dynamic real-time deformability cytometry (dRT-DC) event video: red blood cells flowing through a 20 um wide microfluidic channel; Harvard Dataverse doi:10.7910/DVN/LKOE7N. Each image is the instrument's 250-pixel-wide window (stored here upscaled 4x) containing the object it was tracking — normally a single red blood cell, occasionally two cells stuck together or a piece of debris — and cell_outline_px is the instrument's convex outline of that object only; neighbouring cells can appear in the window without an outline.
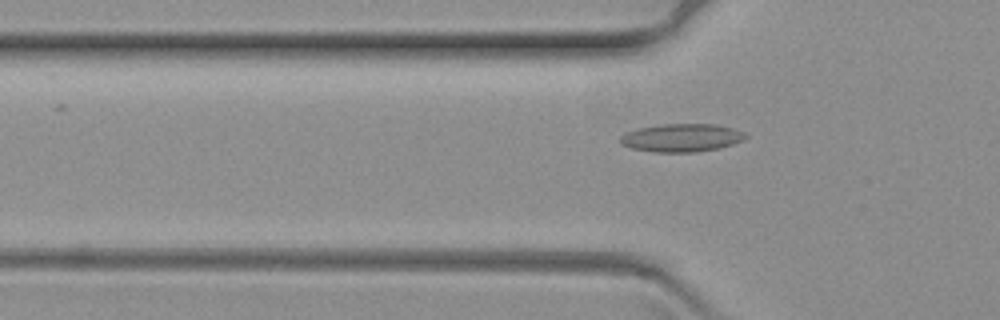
{"species": "common noctule bat (a hibernating species)", "species_latin": "Nyctalus noctula", "temperature_condition": "warm", "stored_images_in_passage": 57, "camera_frame_rate_fps": 3000, "um_per_image_px": 0.085, "animal": {"sex": "female", "body_mass_g": 19.3, "forearm_length_mm": 54.1}, "frame": {"image": 1, "passage_image": 22, "time_ms": 7.0, "image_size_px": [1000, 320], "cell_outline_px": [[748, 136], [744, 140], [720, 148], [696, 152], [652, 152], [632, 148], [620, 144], [620, 136], [624, 132], [636, 128], [660, 124], [716, 124], [732, 128], [744, 132]], "centroid_in_image_um": [57.91, 11.7], "position_along_channel_um": 67.9, "area_um2": 20.75}}
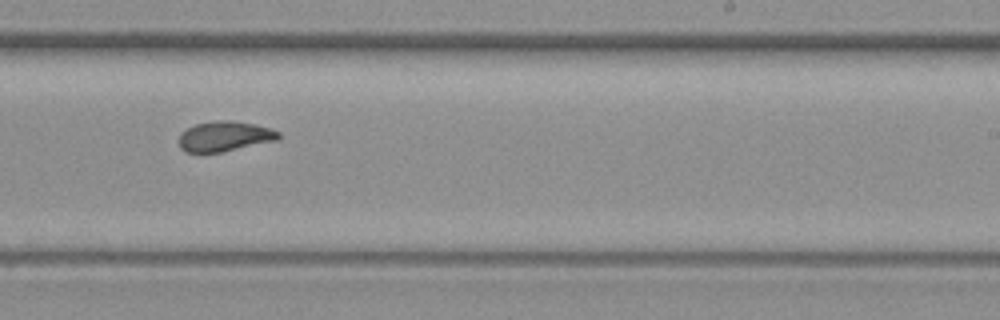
{"frame": {"image": 2, "passage_image": 41, "time_ms": 13.333, "image_size_px": [1000, 320], "cell_outline_px": [[280, 140], [220, 152], [184, 152], [180, 148], [180, 132], [196, 124], [216, 120], [228, 120], [256, 124], [272, 128], [280, 132]], "centroid_in_image_um": [19.14, 11.58], "position_along_channel_um": 269.9, "area_um2": 17.57}}
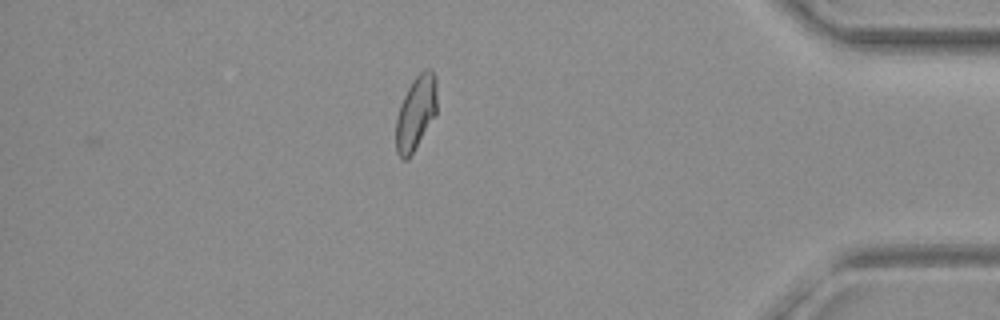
{"frame": {"image": 3, "passage_image": 57, "time_ms": 18.667, "image_size_px": [1000, 320], "cell_outline_px": [[436, 112], [408, 160], [400, 160], [396, 152], [396, 116], [400, 104], [412, 80], [424, 68], [428, 68], [436, 76]], "centroid_in_image_um": [35.32, 9.59], "position_along_channel_um": 399.9, "area_um2": 17.57}}